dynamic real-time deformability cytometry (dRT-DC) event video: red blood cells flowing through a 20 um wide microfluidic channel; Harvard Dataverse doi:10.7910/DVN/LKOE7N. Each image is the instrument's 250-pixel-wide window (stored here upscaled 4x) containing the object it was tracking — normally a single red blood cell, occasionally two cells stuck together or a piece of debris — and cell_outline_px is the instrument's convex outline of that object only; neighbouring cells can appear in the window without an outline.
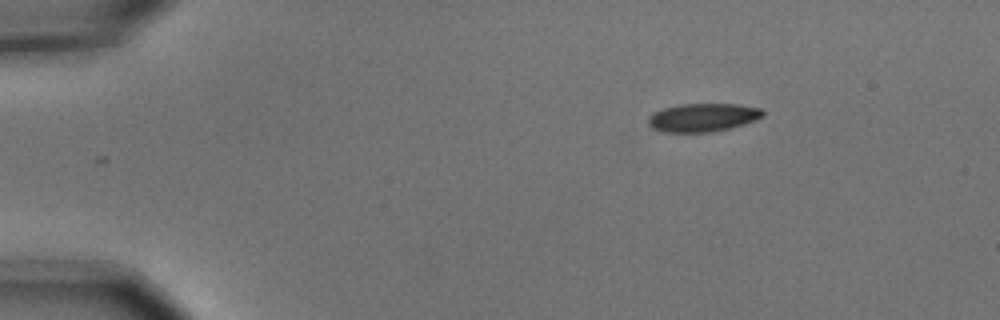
{"species": "common noctule bat (a hibernating species)", "species_latin": "Nyctalus noctula", "temperature_condition": "cold", "stored_images_in_passage": 4, "camera_frame_rate_fps": 3000, "um_per_image_px": 0.085, "animal": {"sex": "male", "body_mass_g": 15.6}, "frame": {"image": 1, "passage_image": 1, "time_ms": 0.0, "image_size_px": [1000, 320], "cell_outline_px": [[764, 116], [744, 124], [728, 128], [708, 132], [664, 132], [652, 128], [648, 124], [648, 116], [664, 108], [680, 104], [736, 104], [760, 108], [764, 112]], "centroid_in_image_um": [59.73, 9.98], "position_along_channel_um": 25.3, "area_um2": 18.73}}